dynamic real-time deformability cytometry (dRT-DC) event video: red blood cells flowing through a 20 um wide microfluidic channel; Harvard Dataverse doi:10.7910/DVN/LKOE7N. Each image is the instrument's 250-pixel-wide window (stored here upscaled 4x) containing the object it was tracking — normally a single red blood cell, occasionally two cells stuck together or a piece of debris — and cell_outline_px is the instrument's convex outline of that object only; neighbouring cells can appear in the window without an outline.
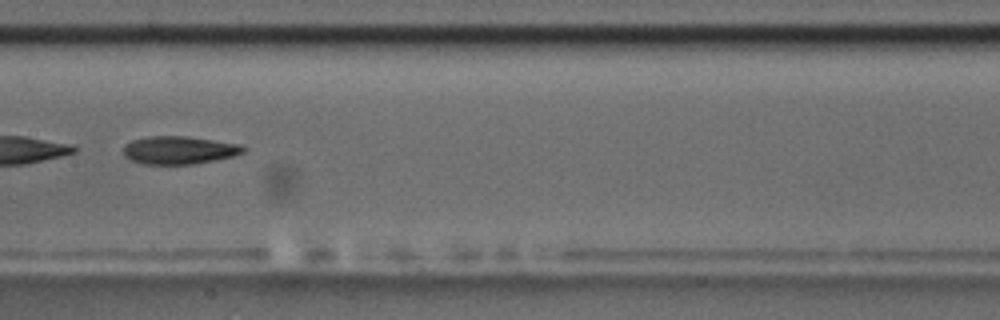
{"species": "common noctule bat (a hibernating species)", "species_latin": "Nyctalus noctula", "temperature_condition": "room temperature", "stored_images_in_passage": 5, "camera_frame_rate_fps": 3000, "um_per_image_px": 0.085, "animal": {"sex": "male", "body_mass_g": 17.5, "forearm_length_mm": 52.3}, "frame": {"image": 1, "passage_image": 4, "time_ms": 3.333, "image_size_px": [1000, 320], "cell_outline_px": [[248, 148], [244, 152], [232, 156], [216, 160], [192, 164], [144, 164], [132, 160], [124, 156], [124, 144], [132, 140], [148, 136], [188, 136], [240, 144]], "centroid_in_image_um": [15.23, 12.75], "position_along_channel_um": 192.2, "area_um2": 19.59}}